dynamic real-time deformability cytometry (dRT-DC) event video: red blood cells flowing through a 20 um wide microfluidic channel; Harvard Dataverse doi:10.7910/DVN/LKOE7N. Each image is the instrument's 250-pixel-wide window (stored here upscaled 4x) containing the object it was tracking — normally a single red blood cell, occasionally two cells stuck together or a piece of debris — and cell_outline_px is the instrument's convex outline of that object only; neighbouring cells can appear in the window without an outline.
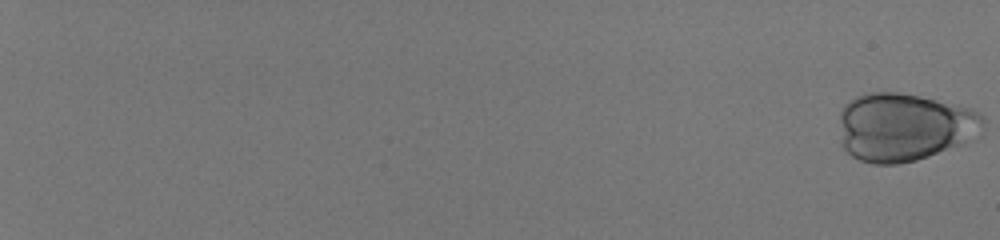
{"species": "human", "species_latin": "Homo sapiens", "temperature_condition": "room temperature", "stored_images_in_passage": 53, "camera_frame_rate_fps": 3000, "um_per_image_px": 0.085, "donor": {"sex": "male"}, "frame": {"image": 1, "passage_image": 1, "time_ms": 0.0, "image_size_px": [1000, 240], "cell_outline_px": [[984, 128], [964, 140], [956, 144], [928, 156], [916, 160], [900, 164], [872, 164], [860, 160], [852, 156], [840, 144], [840, 112], [844, 104], [856, 96], [864, 92], [900, 92], [920, 96], [972, 108], [984, 116]], "centroid_in_image_um": [76.77, 10.77], "position_along_channel_um": 8.2, "area_um2": 56.93}}
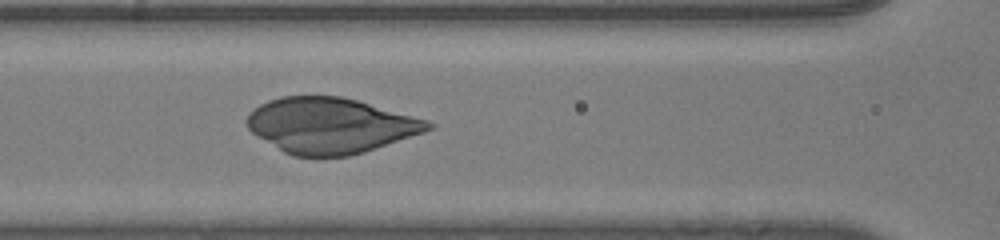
{"frame": {"image": 2, "passage_image": 32, "time_ms": 10.333, "image_size_px": [1000, 240], "cell_outline_px": [[436, 124], [432, 128], [424, 132], [364, 152], [348, 156], [316, 160], [292, 156], [284, 152], [256, 136], [248, 128], [244, 120], [248, 112], [260, 104], [268, 100], [280, 96], [340, 96], [356, 100], [428, 120]], "centroid_in_image_um": [28.02, 10.7], "position_along_channel_um": 138.6, "area_um2": 59.36}}
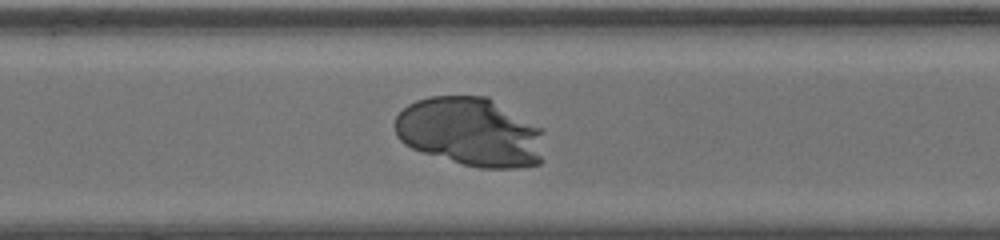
{"frame": {"image": 3, "passage_image": 46, "time_ms": 15.0, "image_size_px": [1000, 240], "cell_outline_px": [[544, 160], [540, 164], [516, 168], [480, 168], [464, 164], [424, 152], [412, 148], [404, 144], [396, 136], [392, 124], [396, 116], [408, 104], [416, 100], [428, 96], [488, 96], [544, 128]], "centroid_in_image_um": [40.03, 11.21], "position_along_channel_um": 330.6, "area_um2": 60.98}}